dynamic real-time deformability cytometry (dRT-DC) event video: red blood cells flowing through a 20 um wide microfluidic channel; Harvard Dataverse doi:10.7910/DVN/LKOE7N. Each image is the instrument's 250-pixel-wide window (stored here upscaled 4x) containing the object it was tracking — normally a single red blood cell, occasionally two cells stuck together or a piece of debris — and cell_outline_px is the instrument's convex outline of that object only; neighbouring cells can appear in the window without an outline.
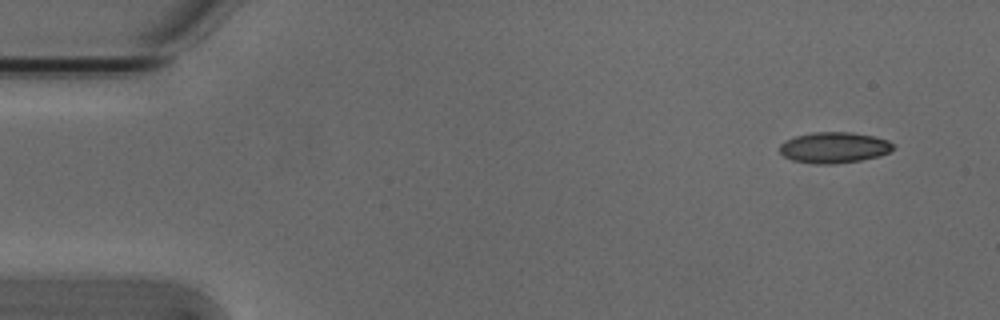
{"species": "Egyptian fruit bat (a non-hibernating species)", "species_latin": "Rousettus aegyptiacus", "temperature_condition": "cold", "stored_images_in_passage": 4, "camera_frame_rate_fps": 3000, "um_per_image_px": 0.085, "animal": {"sex": "male"}, "frame": {"image": 1, "passage_image": 1, "time_ms": 0.0, "image_size_px": [1000, 320], "cell_outline_px": [[892, 148], [888, 152], [880, 156], [860, 160], [836, 164], [816, 164], [792, 160], [784, 156], [780, 152], [780, 144], [796, 136], [812, 132], [852, 132], [872, 136], [888, 140], [892, 144]], "centroid_in_image_um": [70.88, 12.54], "position_along_channel_um": 14.1, "area_um2": 20.29}}
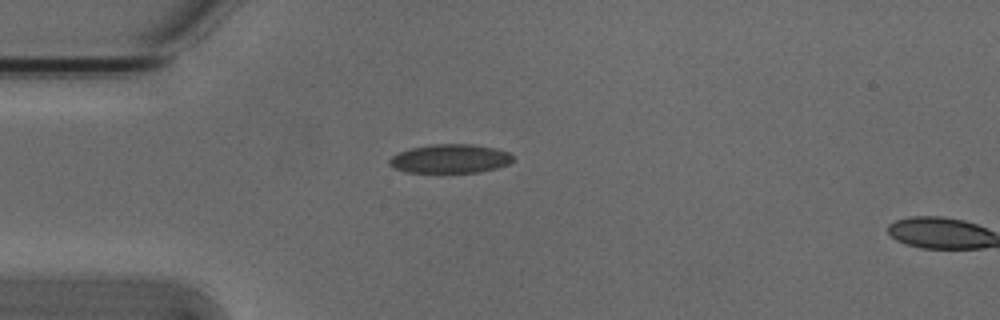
{"frame": {"image": 2, "passage_image": 3, "time_ms": 0.667, "image_size_px": [1000, 320], "cell_outline_px": [[512, 160], [508, 164], [496, 168], [480, 172], [404, 172], [388, 164], [388, 160], [392, 156], [400, 152], [412, 148], [436, 144], [472, 144], [496, 148], [508, 152], [512, 156]], "centroid_in_image_um": [38.26, 13.49], "position_along_channel_um": 46.7, "area_um2": 20.58}}